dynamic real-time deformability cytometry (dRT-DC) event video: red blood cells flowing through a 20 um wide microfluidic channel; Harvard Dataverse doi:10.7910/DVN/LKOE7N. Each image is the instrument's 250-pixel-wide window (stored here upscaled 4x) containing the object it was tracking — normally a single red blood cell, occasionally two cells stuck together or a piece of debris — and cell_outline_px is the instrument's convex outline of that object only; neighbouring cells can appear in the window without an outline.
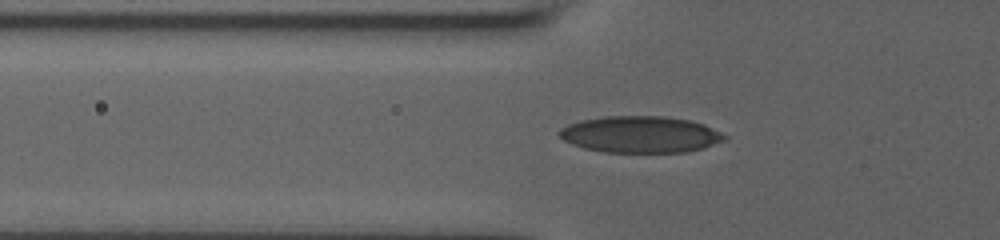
{"species": "human", "species_latin": "Homo sapiens", "temperature_condition": "room temperature", "stored_images_in_passage": 38, "camera_frame_rate_fps": 3000, "um_per_image_px": 0.085, "donor": {"sex": "male"}, "frame": {"image": 1, "passage_image": 4, "time_ms": 1.0, "image_size_px": [1000, 240], "cell_outline_px": [[728, 136], [724, 140], [704, 148], [688, 152], [604, 152], [584, 148], [572, 144], [564, 140], [556, 132], [560, 128], [568, 124], [580, 120], [604, 116], [664, 116], [688, 120], [704, 124]], "centroid_in_image_um": [54.41, 11.42], "position_along_channel_um": 71.4, "area_um2": 35.32}}
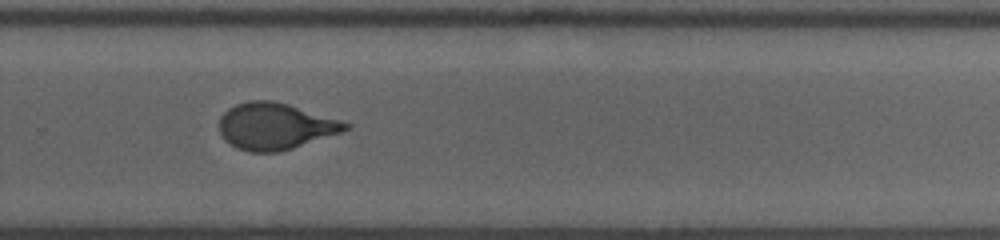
{"frame": {"image": 2, "passage_image": 22, "time_ms": 7.0, "image_size_px": [1000, 240], "cell_outline_px": [[352, 124], [348, 128], [340, 132], [292, 148], [276, 152], [248, 152], [236, 148], [224, 140], [220, 132], [220, 116], [228, 108], [236, 104], [248, 100], [272, 100], [288, 104], [340, 120]], "centroid_in_image_um": [23.34, 10.72], "position_along_channel_um": 306.5, "area_um2": 33.99}}
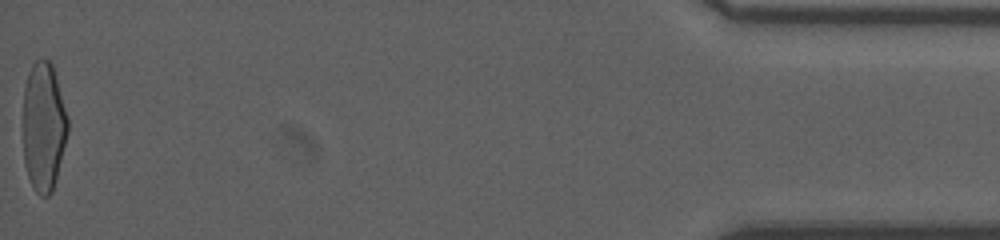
{"frame": {"image": 3, "passage_image": 38, "time_ms": 12.333, "image_size_px": [1000, 240], "cell_outline_px": [[68, 132], [52, 192], [48, 196], [40, 196], [32, 188], [24, 164], [24, 88], [28, 72], [32, 64], [40, 56], [44, 56], [52, 64], [68, 120]], "centroid_in_image_um": [3.69, 10.75], "position_along_channel_um": 431.5, "area_um2": 33.47}, "authors_computed_cell_mechanics": {"area_um2": 34.2754, "velocity_mm_per_s": 3.9546, "shape_relaxation_time_tau1_ms": 11.0995, "shape_relaxation_time_tau2_ms": null, "deformation_change_tau1": 0.3062, "deformation_change_tau2": null}}